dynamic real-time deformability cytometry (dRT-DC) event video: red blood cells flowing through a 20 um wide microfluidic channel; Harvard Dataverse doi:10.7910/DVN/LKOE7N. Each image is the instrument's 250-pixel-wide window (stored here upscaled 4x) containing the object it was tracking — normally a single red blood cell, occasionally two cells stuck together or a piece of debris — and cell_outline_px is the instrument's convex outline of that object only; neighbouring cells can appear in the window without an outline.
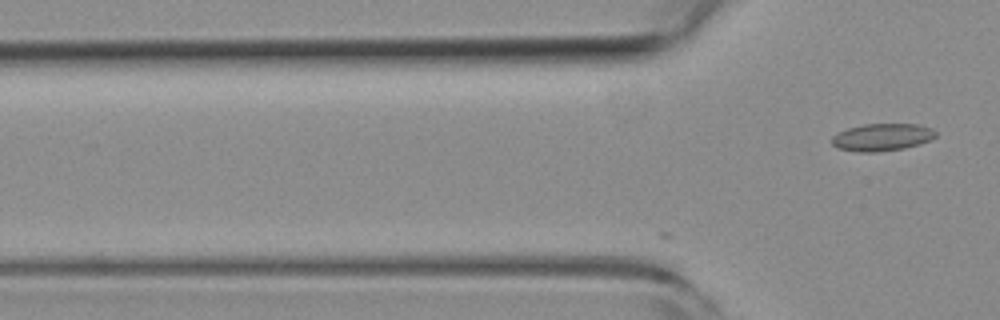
{"species": "common noctule bat (a hibernating species)", "species_latin": "Nyctalus noctula", "temperature_condition": "room temperature", "stored_images_in_passage": 14, "camera_frame_rate_fps": 3000, "um_per_image_px": 0.085, "animal": {"sex": "female", "body_mass_g": 19.3, "forearm_length_mm": 54.1}, "frame": {"image": 1, "passage_image": 14, "time_ms": 4.333, "image_size_px": [1000, 320], "cell_outline_px": [[936, 136], [920, 144], [904, 148], [876, 152], [856, 152], [836, 148], [832, 144], [832, 136], [848, 128], [864, 124], [916, 124], [932, 128], [936, 132]], "centroid_in_image_um": [74.96, 11.67], "position_along_channel_um": 50.8, "area_um2": 16.53}}